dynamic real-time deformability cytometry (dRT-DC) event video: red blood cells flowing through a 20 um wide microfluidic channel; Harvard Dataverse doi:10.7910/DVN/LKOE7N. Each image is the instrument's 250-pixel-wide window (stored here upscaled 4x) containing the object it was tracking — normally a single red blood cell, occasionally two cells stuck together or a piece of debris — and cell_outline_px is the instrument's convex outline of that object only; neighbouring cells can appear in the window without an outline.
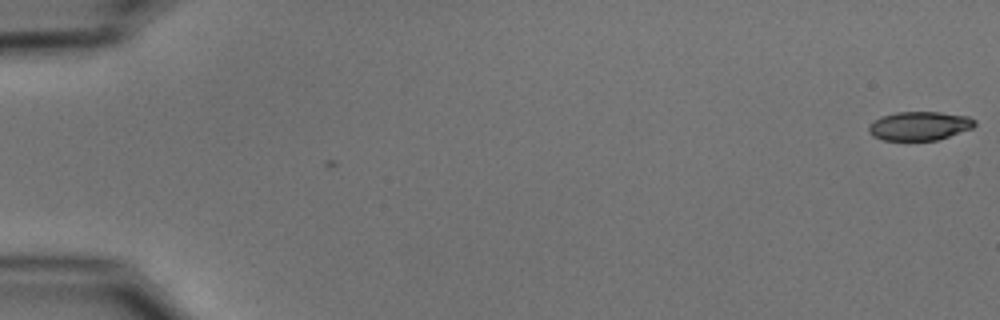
{"species": "common noctule bat (a hibernating species)", "species_latin": "Nyctalus noctula", "temperature_condition": "cold", "stored_images_in_passage": 2, "camera_frame_rate_fps": 3000, "um_per_image_px": 0.085, "animal": {"sex": "male", "body_mass_g": 15.6}, "frame": {"image": 1, "passage_image": 1, "time_ms": 0.0, "image_size_px": [1000, 320], "cell_outline_px": [[976, 124], [972, 128], [936, 140], [884, 140], [872, 136], [868, 132], [868, 128], [880, 116], [896, 112], [940, 112], [968, 116], [976, 120]], "centroid_in_image_um": [78.16, 10.69], "position_along_channel_um": 6.8, "area_um2": 17.69}}